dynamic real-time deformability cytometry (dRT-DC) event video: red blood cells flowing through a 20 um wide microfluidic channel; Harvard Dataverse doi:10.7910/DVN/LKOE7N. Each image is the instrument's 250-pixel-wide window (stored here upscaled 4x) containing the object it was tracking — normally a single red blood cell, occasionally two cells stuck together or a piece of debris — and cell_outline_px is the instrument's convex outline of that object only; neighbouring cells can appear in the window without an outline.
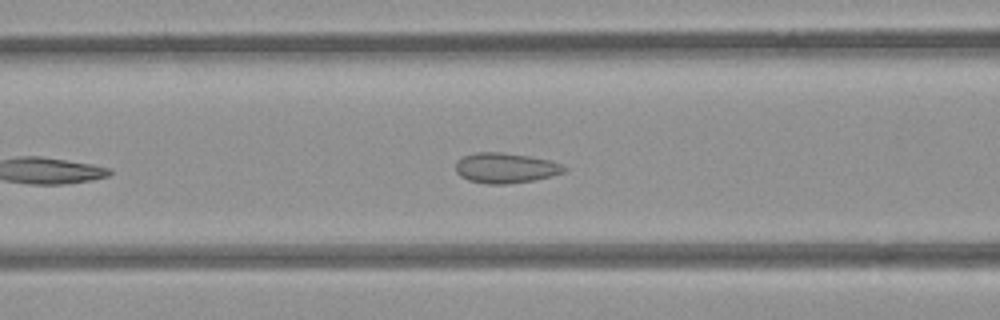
{"species": "common noctule bat (a hibernating species)", "species_latin": "Nyctalus noctula", "temperature_condition": "room temperature", "stored_images_in_passage": 29, "camera_frame_rate_fps": 3000, "um_per_image_px": 0.085, "animal": {"sex": "female", "body_mass_g": 21.9}, "frame": {"image": 1, "passage_image": 5, "time_ms": 1.333, "image_size_px": [1000, 320], "cell_outline_px": [[568, 168], [564, 172], [552, 176], [536, 180], [508, 184], [488, 184], [468, 180], [460, 176], [456, 172], [456, 164], [464, 156], [476, 152], [500, 152], [528, 156], [548, 160], [560, 164]], "centroid_in_image_um": [42.98, 14.29], "position_along_channel_um": 123.6, "area_um2": 19.02}}